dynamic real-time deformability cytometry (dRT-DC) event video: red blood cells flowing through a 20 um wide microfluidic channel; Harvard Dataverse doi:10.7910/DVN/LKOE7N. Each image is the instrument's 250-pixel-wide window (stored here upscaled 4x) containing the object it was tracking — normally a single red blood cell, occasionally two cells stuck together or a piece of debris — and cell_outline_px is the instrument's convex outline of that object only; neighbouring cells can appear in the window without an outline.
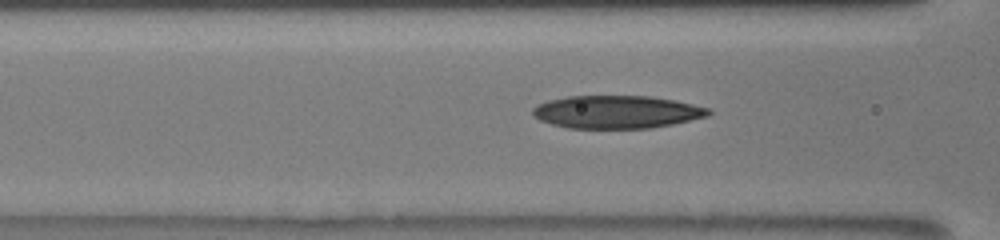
{"species": "human", "species_latin": "Homo sapiens", "temperature_condition": "room temperature", "stored_images_in_passage": 7, "camera_frame_rate_fps": 3000, "um_per_image_px": 0.085, "donor": {"sex": "male"}, "frame": {"image": 1, "passage_image": 4, "time_ms": 1.333, "image_size_px": [1000, 240], "cell_outline_px": [[712, 112], [708, 116], [672, 124], [652, 128], [568, 128], [552, 124], [540, 120], [532, 116], [532, 108], [536, 104], [548, 100], [568, 96], [648, 96], [672, 100], [712, 108]], "centroid_in_image_um": [52.4, 9.51], "position_along_channel_um": 114.2, "area_um2": 33.76}}